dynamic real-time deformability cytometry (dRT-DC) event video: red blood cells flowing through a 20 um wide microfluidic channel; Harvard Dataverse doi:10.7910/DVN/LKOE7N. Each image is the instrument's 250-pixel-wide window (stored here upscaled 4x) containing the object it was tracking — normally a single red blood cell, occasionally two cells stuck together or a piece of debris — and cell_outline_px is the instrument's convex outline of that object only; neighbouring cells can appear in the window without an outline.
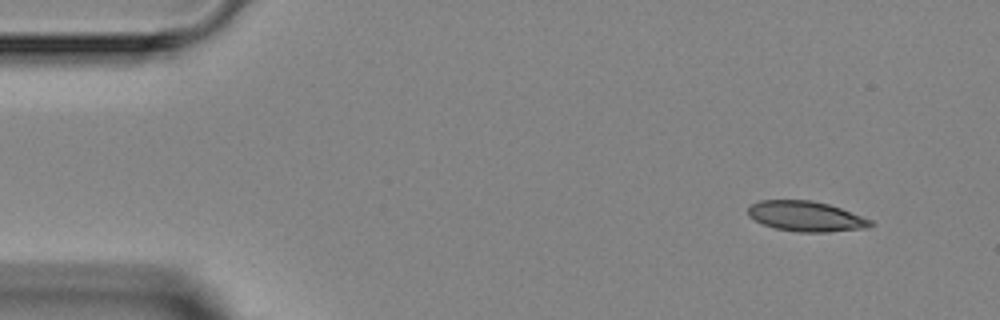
{"species": "Egyptian fruit bat (a non-hibernating species)", "species_latin": "Rousettus aegyptiacus", "temperature_condition": "room temperature", "stored_images_in_passage": 5, "camera_frame_rate_fps": 3000, "um_per_image_px": 0.085, "animal": {"sex": "female"}, "frame": {"image": 1, "passage_image": 1, "time_ms": 0.0, "image_size_px": [1000, 320], "cell_outline_px": [[876, 224], [868, 228], [828, 232], [796, 232], [776, 228], [764, 224], [748, 216], [748, 208], [752, 204], [760, 200], [812, 200], [828, 204], [840, 208], [872, 220]], "centroid_in_image_um": [68.54, 18.39], "position_along_channel_um": 16.5, "area_um2": 21.56}}
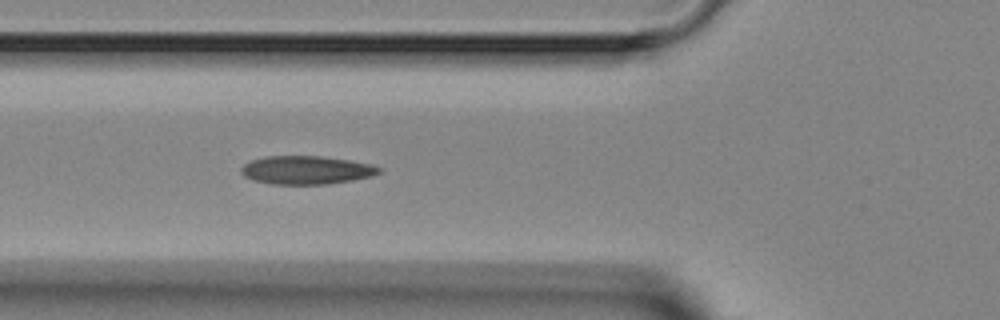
{"frame": {"image": 2, "passage_image": 5, "time_ms": 4.333, "image_size_px": [1000, 320], "cell_outline_px": [[384, 168], [380, 172], [372, 176], [352, 180], [328, 184], [272, 184], [252, 180], [244, 176], [240, 172], [240, 168], [244, 164], [252, 160], [268, 156], [320, 156], [348, 160], [372, 164]], "centroid_in_image_um": [26.05, 14.46], "position_along_channel_um": 99.8, "area_um2": 22.83}}